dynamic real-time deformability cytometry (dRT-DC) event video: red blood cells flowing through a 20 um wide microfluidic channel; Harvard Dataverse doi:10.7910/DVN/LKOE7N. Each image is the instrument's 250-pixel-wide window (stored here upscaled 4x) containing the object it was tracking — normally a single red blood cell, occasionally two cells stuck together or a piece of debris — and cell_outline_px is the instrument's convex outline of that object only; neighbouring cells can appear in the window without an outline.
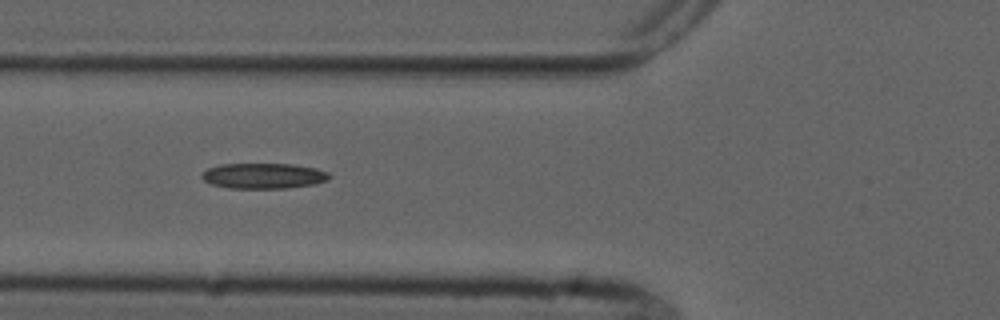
{"species": "common noctule bat (a hibernating species)", "species_latin": "Nyctalus noctula", "temperature_condition": "cold", "stored_images_in_passage": 7, "camera_frame_rate_fps": 3000, "um_per_image_px": 0.085, "animal": {"sex": "male", "forearm_length_mm": 52.5}, "frame": {"image": 1, "passage_image": 5, "time_ms": 4.667, "image_size_px": [1000, 320], "cell_outline_px": [[332, 176], [328, 180], [316, 184], [288, 188], [228, 188], [212, 184], [204, 180], [200, 176], [208, 168], [220, 164], [292, 164], [316, 168], [328, 172]], "centroid_in_image_um": [22.44, 14.95], "position_along_channel_um": 103.4, "area_um2": 19.02}}
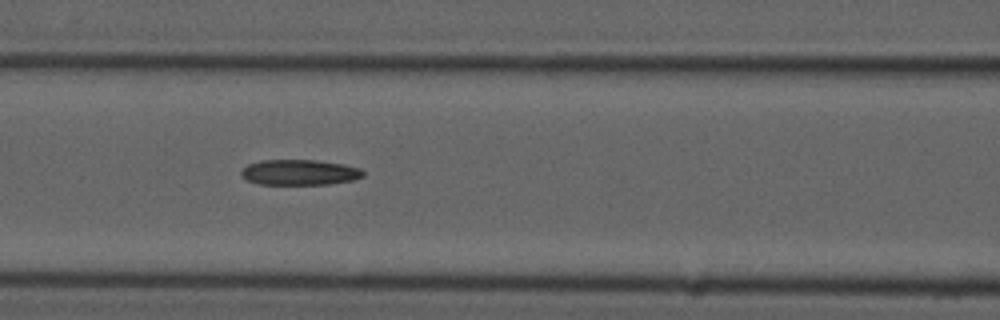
{"frame": {"image": 2, "passage_image": 6, "time_ms": 5.667, "image_size_px": [1000, 320], "cell_outline_px": [[364, 176], [352, 180], [328, 184], [260, 184], [248, 180], [240, 172], [248, 164], [260, 160], [316, 160], [344, 164], [360, 168], [364, 172]], "centroid_in_image_um": [25.49, 14.64], "position_along_channel_um": 141.1, "area_um2": 17.98}}
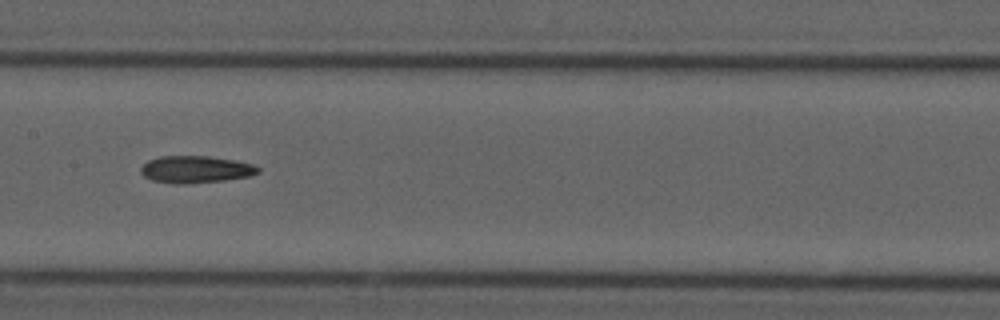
{"frame": {"image": 3, "passage_image": 7, "time_ms": 7.0, "image_size_px": [1000, 320], "cell_outline_px": [[260, 172], [252, 176], [224, 180], [184, 184], [172, 184], [152, 180], [144, 176], [140, 172], [140, 168], [148, 160], [160, 156], [208, 156], [232, 160], [252, 164], [260, 168]], "centroid_in_image_um": [16.62, 14.4], "position_along_channel_um": 190.8, "area_um2": 18.55}}